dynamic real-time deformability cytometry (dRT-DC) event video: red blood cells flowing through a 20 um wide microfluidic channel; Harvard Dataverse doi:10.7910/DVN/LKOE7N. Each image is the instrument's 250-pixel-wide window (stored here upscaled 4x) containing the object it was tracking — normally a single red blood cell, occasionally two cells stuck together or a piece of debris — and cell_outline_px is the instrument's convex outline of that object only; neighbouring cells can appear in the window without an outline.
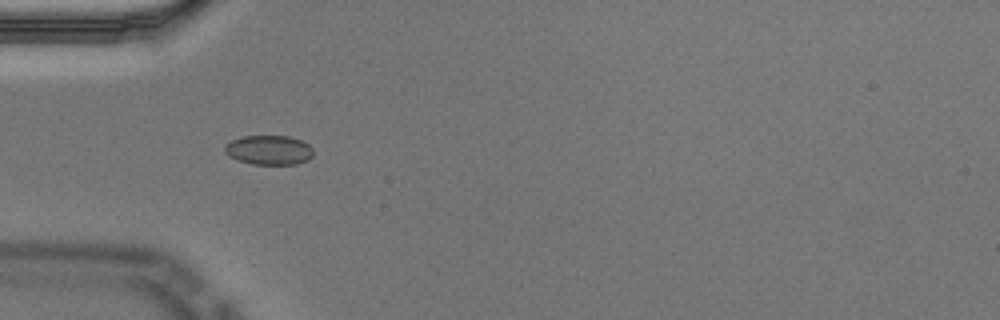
{"species": "Egyptian fruit bat (a non-hibernating species)", "species_latin": "Rousettus aegyptiacus", "temperature_condition": "cold", "stored_images_in_passage": 44, "camera_frame_rate_fps": 3000, "um_per_image_px": 0.085, "animal": {"sex": "male"}, "frame": {"image": 1, "passage_image": 5, "time_ms": 1.333, "image_size_px": [1000, 320], "cell_outline_px": [[312, 156], [308, 160], [296, 164], [252, 164], [236, 160], [228, 156], [224, 152], [224, 144], [232, 140], [244, 136], [288, 136], [300, 140], [308, 144], [312, 148]], "centroid_in_image_um": [22.82, 12.76], "position_along_channel_um": 62.2, "area_um2": 15.26}}
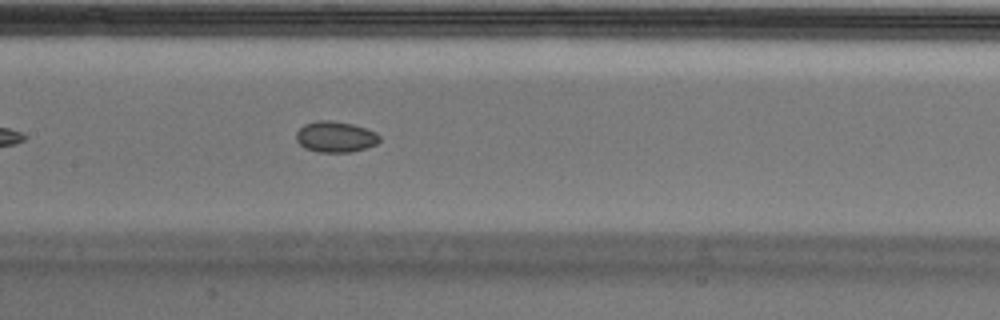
{"frame": {"image": 2, "passage_image": 15, "time_ms": 4.667, "image_size_px": [1000, 320], "cell_outline_px": [[380, 140], [376, 144], [352, 152], [320, 152], [304, 148], [296, 140], [296, 132], [304, 124], [316, 120], [332, 120], [352, 124], [376, 132], [380, 136]], "centroid_in_image_um": [28.49, 11.62], "position_along_channel_um": 178.9, "area_um2": 15.03}}
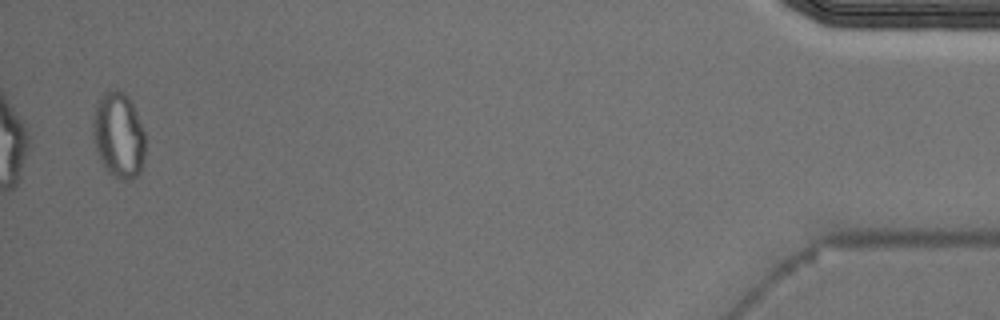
{"frame": {"image": 3, "passage_image": 43, "time_ms": 14.0, "image_size_px": [1000, 320], "cell_outline_px": [[144, 160], [140, 176], [128, 180], [120, 180], [112, 176], [108, 172], [100, 160], [92, 136], [92, 120], [96, 104], [100, 96], [104, 92], [124, 92], [132, 100], [144, 132]], "centroid_in_image_um": [10.08, 11.53], "position_along_channel_um": 425.1, "area_um2": 26.41}, "authors_computed_cell_mechanics": {"area_um2": 15.2303, "velocity_mm_per_s": 3.5234, "shape_relaxation_time_tau1_ms": null, "shape_relaxation_time_tau2_ms": 8.9051, "deformation_change_tau1": null, "deformation_change_tau2": 0.0726}}